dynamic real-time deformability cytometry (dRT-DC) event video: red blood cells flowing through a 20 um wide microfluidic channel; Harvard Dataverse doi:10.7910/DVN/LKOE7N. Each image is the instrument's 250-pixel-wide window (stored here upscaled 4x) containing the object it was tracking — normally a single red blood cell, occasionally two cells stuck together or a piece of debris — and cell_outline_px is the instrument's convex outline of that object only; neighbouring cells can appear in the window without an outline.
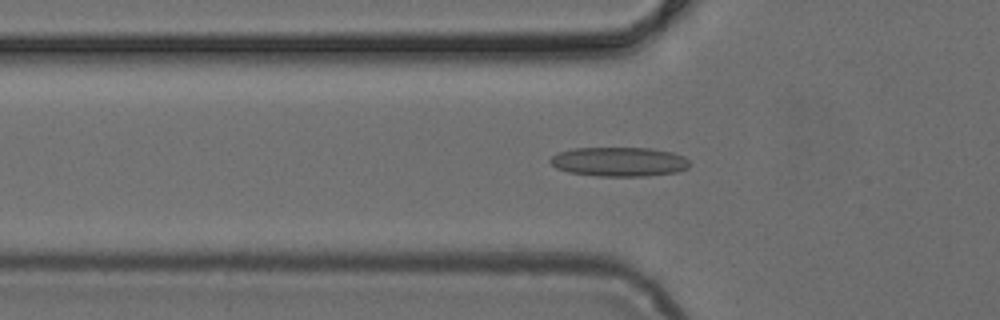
{"species": "common noctule bat (a hibernating species)", "species_latin": "Nyctalus noctula", "temperature_condition": "cold", "stored_images_in_passage": 35, "camera_frame_rate_fps": 3000, "um_per_image_px": 0.085, "animal": {"sex": "female", "body_mass_g": 24.6, "forearm_length_mm": 56.2}, "frame": {"image": 1, "passage_image": 2, "time_ms": 0.333, "image_size_px": [1000, 320], "cell_outline_px": [[692, 164], [688, 168], [676, 172], [648, 176], [596, 176], [568, 172], [556, 168], [548, 160], [556, 152], [572, 148], [652, 148], [672, 152], [684, 156]], "centroid_in_image_um": [52.62, 13.74], "position_along_channel_um": 73.2, "area_um2": 24.1}}
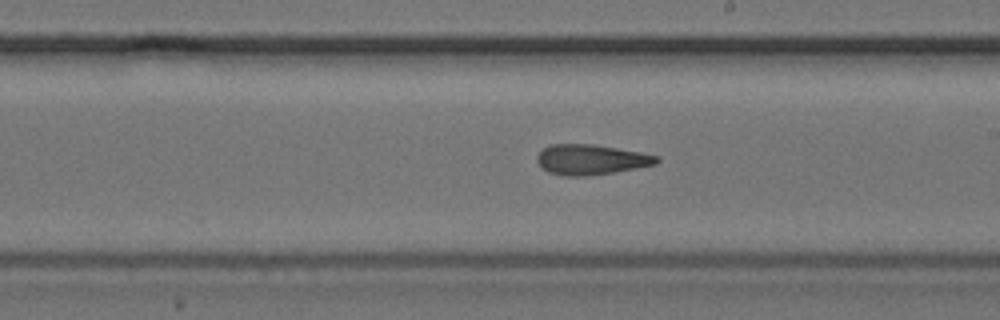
{"frame": {"image": 2, "passage_image": 14, "time_ms": 4.333, "image_size_px": [1000, 320], "cell_outline_px": [[660, 160], [656, 164], [636, 168], [588, 176], [564, 176], [548, 172], [536, 160], [536, 156], [548, 144], [592, 144], [640, 152], [660, 156]], "centroid_in_image_um": [50.23, 13.56], "position_along_channel_um": 238.8, "area_um2": 20.98}}
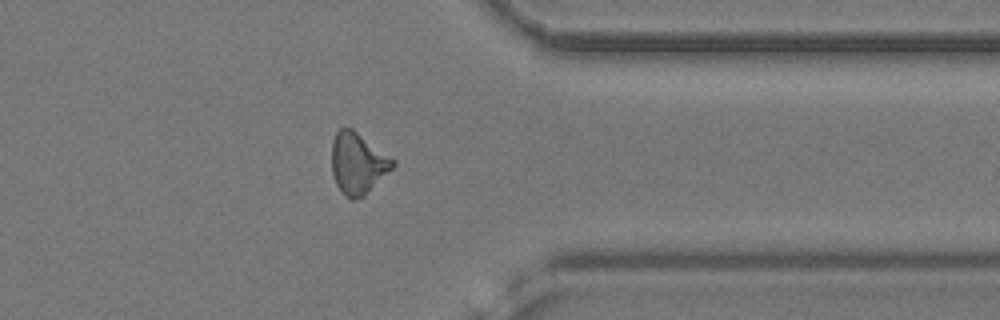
{"frame": {"image": 3, "passage_image": 25, "time_ms": 8.0, "image_size_px": [1000, 320], "cell_outline_px": [[396, 164], [364, 196], [352, 200], [344, 196], [336, 184], [332, 172], [332, 140], [336, 132], [340, 128], [352, 128], [392, 156], [396, 160]], "centroid_in_image_um": [30.42, 13.87], "position_along_channel_um": 381.0, "area_um2": 21.96}}